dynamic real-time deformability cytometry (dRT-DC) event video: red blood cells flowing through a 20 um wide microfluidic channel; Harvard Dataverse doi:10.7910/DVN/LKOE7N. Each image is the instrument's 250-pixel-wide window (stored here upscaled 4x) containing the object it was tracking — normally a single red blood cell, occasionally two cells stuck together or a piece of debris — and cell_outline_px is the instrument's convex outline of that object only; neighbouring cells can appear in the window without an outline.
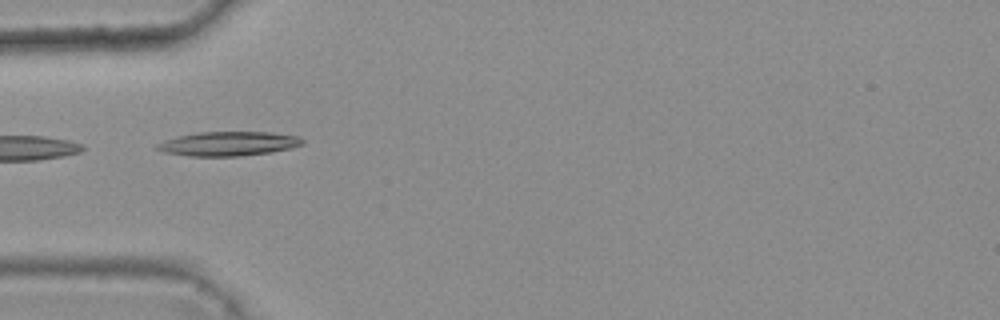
{"species": "common noctule bat (a hibernating species)", "species_latin": "Nyctalus noctula", "temperature_condition": "warm", "stored_images_in_passage": 6, "camera_frame_rate_fps": 3000, "um_per_image_px": 0.085, "animal": {"sex": "female", "body_mass_g": 25.1}, "frame": {"image": 1, "passage_image": 5, "time_ms": 1.333, "image_size_px": [1000, 320], "cell_outline_px": [[304, 144], [292, 148], [272, 152], [240, 156], [188, 156], [164, 152], [156, 148], [156, 144], [164, 140], [196, 132], [272, 132], [300, 136], [304, 140]], "centroid_in_image_um": [19.47, 12.21], "position_along_channel_um": 65.5, "area_um2": 20.69}}
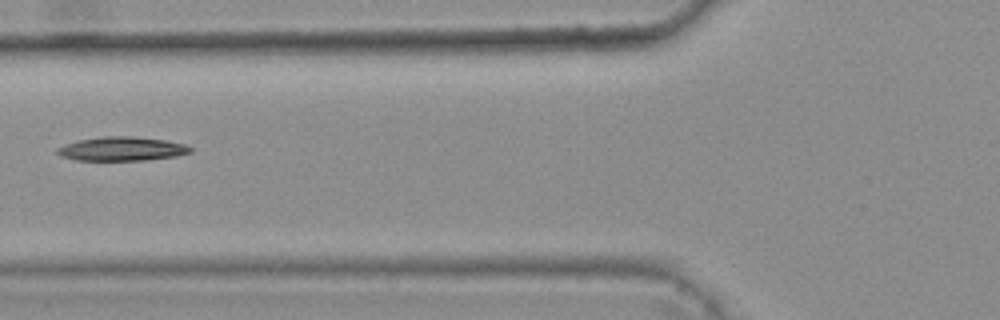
{"frame": {"image": 2, "passage_image": 6, "time_ms": 1.667, "image_size_px": [1000, 320], "cell_outline_px": [[192, 152], [176, 156], [144, 160], [76, 160], [60, 156], [56, 152], [56, 148], [64, 144], [76, 140], [100, 136], [132, 136], [164, 140], [184, 144], [192, 148]], "centroid_in_image_um": [10.3, 12.64], "position_along_channel_um": 115.5, "area_um2": 18.67}}